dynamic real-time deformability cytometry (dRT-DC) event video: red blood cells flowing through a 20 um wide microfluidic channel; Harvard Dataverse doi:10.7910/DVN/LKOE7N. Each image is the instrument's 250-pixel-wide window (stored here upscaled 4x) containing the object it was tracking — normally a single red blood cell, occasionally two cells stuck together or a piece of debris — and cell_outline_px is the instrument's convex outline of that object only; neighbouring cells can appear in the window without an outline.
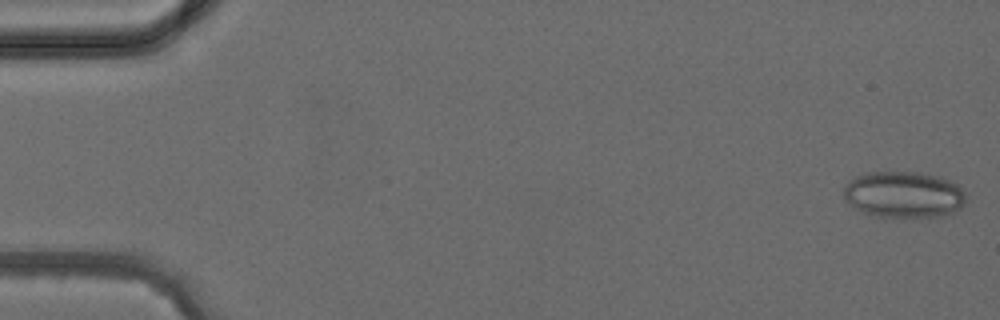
{"species": "common noctule bat (a hibernating species)", "species_latin": "Nyctalus noctula", "temperature_condition": "cold", "stored_images_in_passage": 4, "camera_frame_rate_fps": 3000, "um_per_image_px": 0.085, "animal": {"sex": "female", "body_mass_g": 24.6, "forearm_length_mm": 56.2}, "frame": {"image": 1, "passage_image": 1, "time_ms": 0.0, "image_size_px": [1000, 320], "cell_outline_px": [[964, 204], [960, 208], [952, 212], [940, 216], [904, 220], [876, 216], [864, 212], [856, 208], [844, 200], [844, 188], [856, 176], [868, 172], [920, 172], [940, 176], [956, 184], [964, 192]], "centroid_in_image_um": [76.82, 16.57], "position_along_channel_um": 8.2, "area_um2": 33.52}}